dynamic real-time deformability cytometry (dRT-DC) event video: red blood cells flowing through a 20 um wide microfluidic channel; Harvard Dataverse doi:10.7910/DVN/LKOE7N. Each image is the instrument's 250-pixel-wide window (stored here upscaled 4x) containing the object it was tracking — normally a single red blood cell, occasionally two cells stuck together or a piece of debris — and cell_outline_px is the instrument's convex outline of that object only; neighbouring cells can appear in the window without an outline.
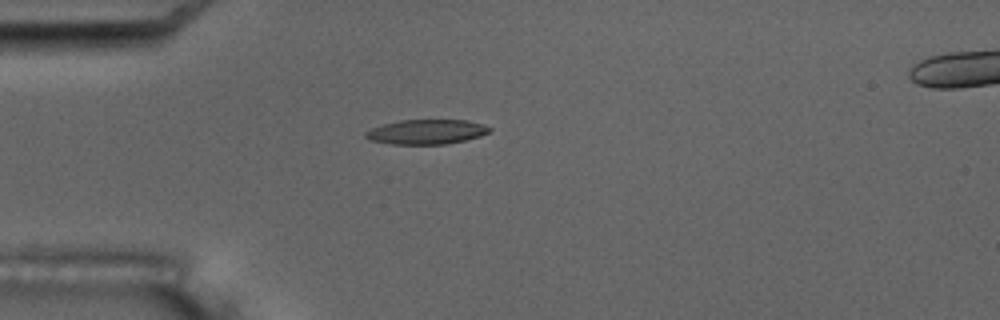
{"species": "common noctule bat (a hibernating species)", "species_latin": "Nyctalus noctula", "temperature_condition": "room temperature", "stored_images_in_passage": 3, "camera_frame_rate_fps": 3000, "um_per_image_px": 0.085, "animal": {"sex": "male", "body_mass_g": 17.5, "forearm_length_mm": 52.3}, "frame": {"image": 1, "passage_image": 1, "time_ms": 0.0, "image_size_px": [1000, 320], "cell_outline_px": [[492, 128], [488, 132], [480, 136], [464, 140], [444, 144], [392, 144], [368, 140], [364, 136], [364, 132], [372, 128], [384, 124], [400, 120], [468, 120]], "centroid_in_image_um": [36.2, 11.21], "position_along_channel_um": 48.8, "area_um2": 17.69}}